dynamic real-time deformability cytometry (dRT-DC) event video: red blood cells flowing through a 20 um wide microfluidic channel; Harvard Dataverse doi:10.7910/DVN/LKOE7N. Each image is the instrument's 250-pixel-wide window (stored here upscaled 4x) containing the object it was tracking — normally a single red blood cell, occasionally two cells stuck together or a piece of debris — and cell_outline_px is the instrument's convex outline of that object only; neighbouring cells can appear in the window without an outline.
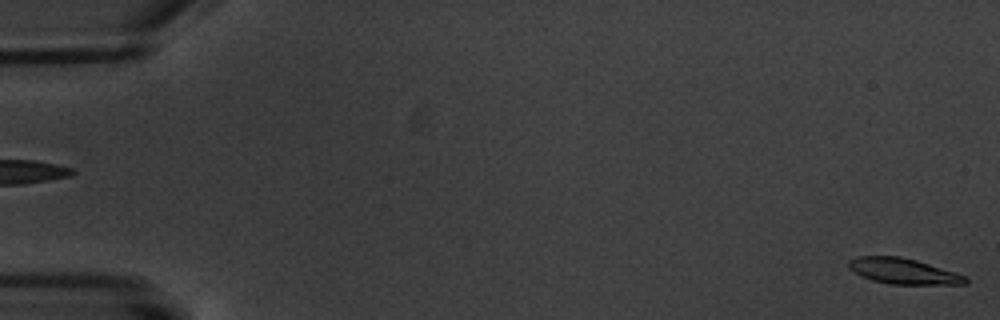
{"species": "common noctule bat (a hibernating species)", "species_latin": "Nyctalus noctula", "temperature_condition": "warm", "stored_images_in_passage": 7, "segment_of_instrument_passage": [2, 2], "camera_frame_rate_fps": 3000, "um_per_image_px": 0.085, "animal": {"sex": "male", "body_mass_g": 20.1, "forearm_length_mm": 53.5}, "frame": {"image": 1, "passage_image": 7, "time_ms": 7.0, "image_size_px": [1000, 320], "cell_outline_px": [[968, 284], [888, 284], [872, 280], [860, 276], [848, 268], [848, 260], [856, 256], [900, 256], [916, 260], [956, 272], [968, 276]], "centroid_in_image_um": [76.77, 23.04], "position_along_channel_um": 8.2, "area_um2": 17.69}}